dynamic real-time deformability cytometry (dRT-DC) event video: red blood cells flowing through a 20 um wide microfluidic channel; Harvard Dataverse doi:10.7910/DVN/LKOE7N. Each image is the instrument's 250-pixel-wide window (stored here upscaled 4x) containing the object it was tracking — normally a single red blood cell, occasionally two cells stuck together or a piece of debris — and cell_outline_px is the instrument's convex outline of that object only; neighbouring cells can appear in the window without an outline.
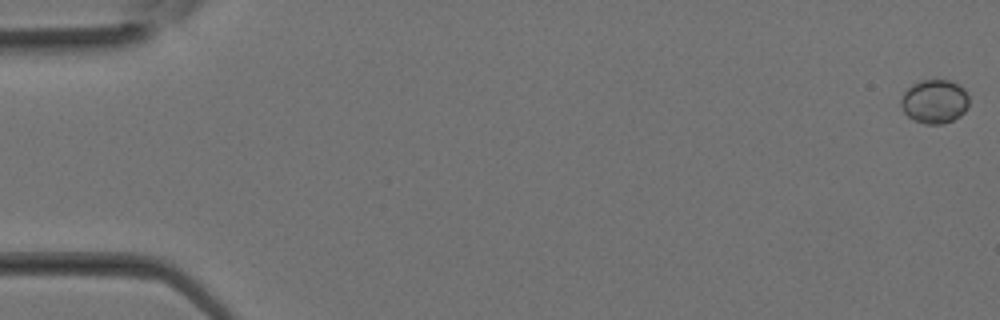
{"species": "Egyptian fruit bat (a non-hibernating species)", "species_latin": "Rousettus aegyptiacus", "temperature_condition": "room temperature", "stored_images_in_passage": 33, "camera_frame_rate_fps": 3000, "um_per_image_px": 0.085, "animal": {"sex": "female"}, "frame": {"image": 1, "passage_image": 1, "time_ms": 0.0, "image_size_px": [1000, 320], "cell_outline_px": [[968, 108], [960, 116], [944, 124], [924, 124], [912, 120], [900, 108], [900, 100], [904, 92], [912, 84], [920, 80], [948, 80], [964, 88], [968, 96]], "centroid_in_image_um": [79.41, 8.64], "position_along_channel_um": 5.6, "area_um2": 17.57}}
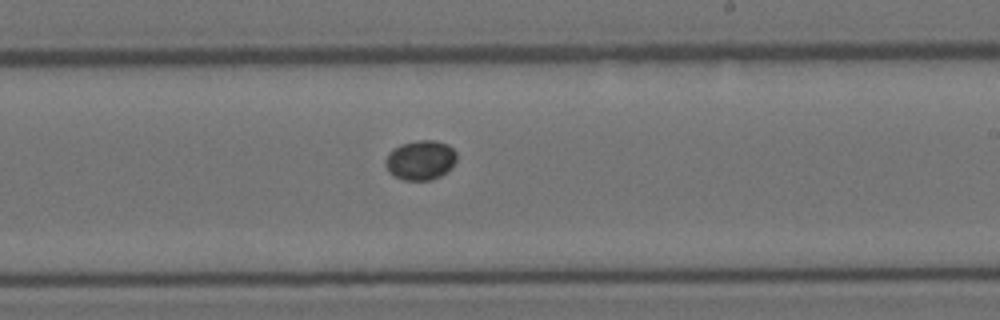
{"frame": {"image": 2, "passage_image": 20, "time_ms": 6.333, "image_size_px": [1000, 320], "cell_outline_px": [[456, 160], [452, 168], [440, 176], [432, 180], [404, 180], [388, 172], [384, 164], [384, 160], [388, 152], [392, 148], [400, 144], [416, 140], [436, 140], [448, 144], [456, 152]], "centroid_in_image_um": [35.72, 13.6], "position_along_channel_um": 253.3, "area_um2": 16.76}}
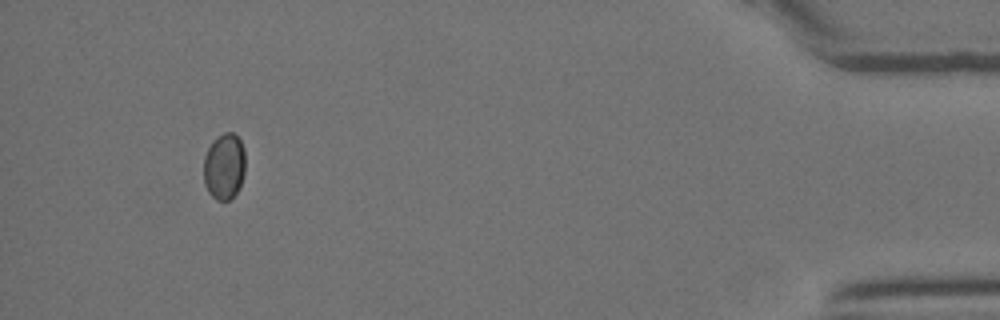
{"frame": {"image": 3, "passage_image": 31, "time_ms": 10.0, "image_size_px": [1000, 320], "cell_outline_px": [[244, 172], [240, 188], [228, 200], [216, 200], [208, 192], [204, 184], [204, 156], [212, 140], [216, 136], [224, 132], [232, 132], [240, 140], [244, 148]], "centroid_in_image_um": [19.05, 14.13], "position_along_channel_um": 416.2, "area_um2": 16.18}}